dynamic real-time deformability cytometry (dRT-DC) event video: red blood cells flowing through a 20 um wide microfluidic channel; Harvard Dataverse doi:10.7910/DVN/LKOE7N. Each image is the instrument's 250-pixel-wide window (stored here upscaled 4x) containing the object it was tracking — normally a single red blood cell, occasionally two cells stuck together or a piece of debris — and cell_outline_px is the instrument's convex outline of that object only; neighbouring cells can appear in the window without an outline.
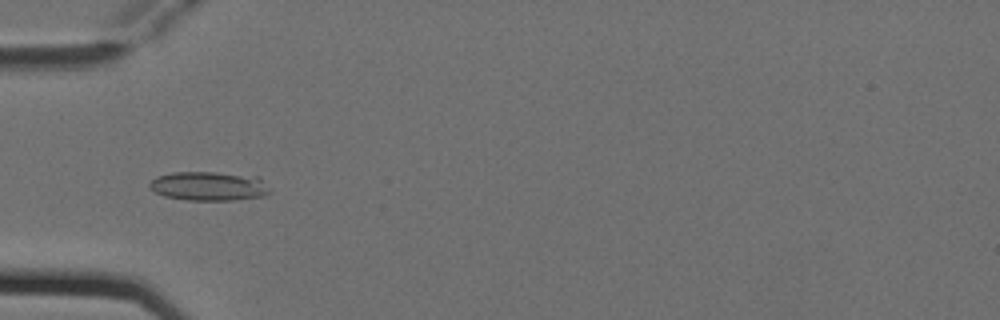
{"species": "Egyptian fruit bat (a non-hibernating species)", "species_latin": "Rousettus aegyptiacus", "temperature_condition": "cold", "stored_images_in_passage": 6, "camera_frame_rate_fps": 3000, "um_per_image_px": 0.085, "animal": {"sex": "female"}, "frame": {"image": 1, "passage_image": 4, "time_ms": 1.0, "image_size_px": [1000, 320], "cell_outline_px": [[268, 192], [264, 196], [232, 200], [188, 200], [164, 196], [156, 192], [148, 184], [156, 176], [172, 172], [216, 172], [260, 176], [268, 188]], "centroid_in_image_um": [17.75, 15.81], "position_along_channel_um": 67.2, "area_um2": 20.35}}
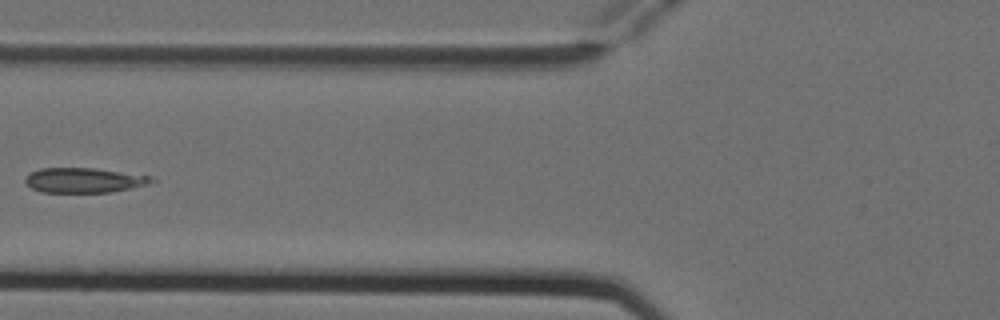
{"frame": {"image": 2, "passage_image": 5, "time_ms": 1.333, "image_size_px": [1000, 320], "cell_outline_px": [[156, 180], [148, 184], [108, 192], [40, 192], [32, 188], [24, 180], [24, 176], [40, 168], [92, 168], [148, 176]], "centroid_in_image_um": [7.06, 15.32], "position_along_channel_um": 118.7, "area_um2": 17.92}}
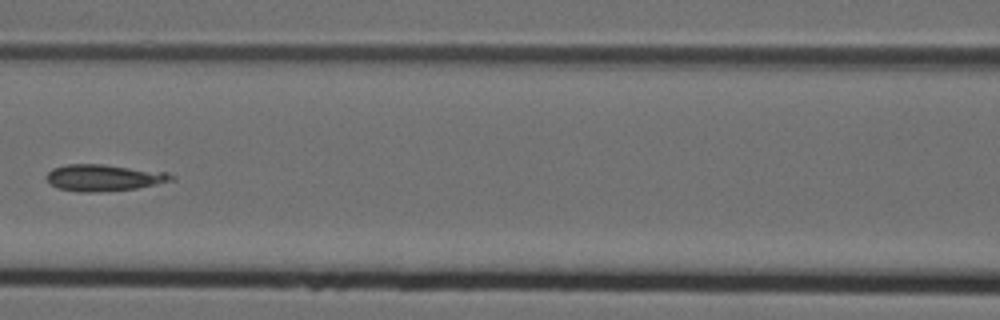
{"frame": {"image": 3, "passage_image": 6, "time_ms": 1.667, "image_size_px": [1000, 320], "cell_outline_px": [[176, 180], [136, 188], [92, 192], [80, 192], [60, 188], [52, 184], [44, 176], [52, 168], [68, 164], [104, 164], [168, 172], [176, 176]], "centroid_in_image_um": [8.87, 15.09], "position_along_channel_um": 157.7, "area_um2": 19.31}}